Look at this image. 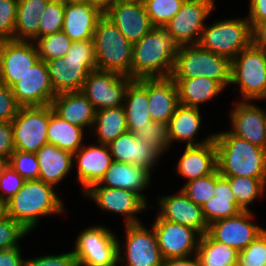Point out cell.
I'll return each mask as SVG.
<instances>
[{
	"mask_svg": "<svg viewBox=\"0 0 266 266\" xmlns=\"http://www.w3.org/2000/svg\"><path fill=\"white\" fill-rule=\"evenodd\" d=\"M181 190L196 205L202 207L215 194V171L207 176L186 182Z\"/></svg>",
	"mask_w": 266,
	"mask_h": 266,
	"instance_id": "obj_42",
	"label": "cell"
},
{
	"mask_svg": "<svg viewBox=\"0 0 266 266\" xmlns=\"http://www.w3.org/2000/svg\"><path fill=\"white\" fill-rule=\"evenodd\" d=\"M15 152L11 122H0V156L10 159Z\"/></svg>",
	"mask_w": 266,
	"mask_h": 266,
	"instance_id": "obj_52",
	"label": "cell"
},
{
	"mask_svg": "<svg viewBox=\"0 0 266 266\" xmlns=\"http://www.w3.org/2000/svg\"><path fill=\"white\" fill-rule=\"evenodd\" d=\"M48 0H18L13 40L33 41L39 38V16Z\"/></svg>",
	"mask_w": 266,
	"mask_h": 266,
	"instance_id": "obj_34",
	"label": "cell"
},
{
	"mask_svg": "<svg viewBox=\"0 0 266 266\" xmlns=\"http://www.w3.org/2000/svg\"><path fill=\"white\" fill-rule=\"evenodd\" d=\"M253 212L241 211L239 214L226 219L212 222L208 233L221 243L242 251L265 228L252 223Z\"/></svg>",
	"mask_w": 266,
	"mask_h": 266,
	"instance_id": "obj_18",
	"label": "cell"
},
{
	"mask_svg": "<svg viewBox=\"0 0 266 266\" xmlns=\"http://www.w3.org/2000/svg\"><path fill=\"white\" fill-rule=\"evenodd\" d=\"M21 247L0 250V266H24Z\"/></svg>",
	"mask_w": 266,
	"mask_h": 266,
	"instance_id": "obj_53",
	"label": "cell"
},
{
	"mask_svg": "<svg viewBox=\"0 0 266 266\" xmlns=\"http://www.w3.org/2000/svg\"><path fill=\"white\" fill-rule=\"evenodd\" d=\"M153 227L164 259L195 255L201 234L188 226L163 220L156 216ZM197 234V235H196Z\"/></svg>",
	"mask_w": 266,
	"mask_h": 266,
	"instance_id": "obj_14",
	"label": "cell"
},
{
	"mask_svg": "<svg viewBox=\"0 0 266 266\" xmlns=\"http://www.w3.org/2000/svg\"><path fill=\"white\" fill-rule=\"evenodd\" d=\"M50 105L20 107L11 121L15 151L36 153L47 142Z\"/></svg>",
	"mask_w": 266,
	"mask_h": 266,
	"instance_id": "obj_9",
	"label": "cell"
},
{
	"mask_svg": "<svg viewBox=\"0 0 266 266\" xmlns=\"http://www.w3.org/2000/svg\"><path fill=\"white\" fill-rule=\"evenodd\" d=\"M85 2L98 6L101 10L105 11L112 0H85Z\"/></svg>",
	"mask_w": 266,
	"mask_h": 266,
	"instance_id": "obj_57",
	"label": "cell"
},
{
	"mask_svg": "<svg viewBox=\"0 0 266 266\" xmlns=\"http://www.w3.org/2000/svg\"><path fill=\"white\" fill-rule=\"evenodd\" d=\"M178 46L162 27H154L133 44L131 78L171 76Z\"/></svg>",
	"mask_w": 266,
	"mask_h": 266,
	"instance_id": "obj_3",
	"label": "cell"
},
{
	"mask_svg": "<svg viewBox=\"0 0 266 266\" xmlns=\"http://www.w3.org/2000/svg\"><path fill=\"white\" fill-rule=\"evenodd\" d=\"M24 266H78L73 251L59 255H45L25 259Z\"/></svg>",
	"mask_w": 266,
	"mask_h": 266,
	"instance_id": "obj_50",
	"label": "cell"
},
{
	"mask_svg": "<svg viewBox=\"0 0 266 266\" xmlns=\"http://www.w3.org/2000/svg\"><path fill=\"white\" fill-rule=\"evenodd\" d=\"M85 2V0H66V3Z\"/></svg>",
	"mask_w": 266,
	"mask_h": 266,
	"instance_id": "obj_61",
	"label": "cell"
},
{
	"mask_svg": "<svg viewBox=\"0 0 266 266\" xmlns=\"http://www.w3.org/2000/svg\"><path fill=\"white\" fill-rule=\"evenodd\" d=\"M108 147L113 161L140 166L150 173L160 157L152 147L143 144L128 130L110 142Z\"/></svg>",
	"mask_w": 266,
	"mask_h": 266,
	"instance_id": "obj_24",
	"label": "cell"
},
{
	"mask_svg": "<svg viewBox=\"0 0 266 266\" xmlns=\"http://www.w3.org/2000/svg\"><path fill=\"white\" fill-rule=\"evenodd\" d=\"M64 4L48 2L39 16V38L62 31Z\"/></svg>",
	"mask_w": 266,
	"mask_h": 266,
	"instance_id": "obj_43",
	"label": "cell"
},
{
	"mask_svg": "<svg viewBox=\"0 0 266 266\" xmlns=\"http://www.w3.org/2000/svg\"><path fill=\"white\" fill-rule=\"evenodd\" d=\"M72 42L63 31H60L38 38L35 44L40 59L46 62L66 56Z\"/></svg>",
	"mask_w": 266,
	"mask_h": 266,
	"instance_id": "obj_40",
	"label": "cell"
},
{
	"mask_svg": "<svg viewBox=\"0 0 266 266\" xmlns=\"http://www.w3.org/2000/svg\"><path fill=\"white\" fill-rule=\"evenodd\" d=\"M63 58L65 62L82 63L90 72L97 69L93 39L73 41Z\"/></svg>",
	"mask_w": 266,
	"mask_h": 266,
	"instance_id": "obj_44",
	"label": "cell"
},
{
	"mask_svg": "<svg viewBox=\"0 0 266 266\" xmlns=\"http://www.w3.org/2000/svg\"><path fill=\"white\" fill-rule=\"evenodd\" d=\"M229 131L251 144L266 149V121L263 108L250 101H239L230 111Z\"/></svg>",
	"mask_w": 266,
	"mask_h": 266,
	"instance_id": "obj_19",
	"label": "cell"
},
{
	"mask_svg": "<svg viewBox=\"0 0 266 266\" xmlns=\"http://www.w3.org/2000/svg\"><path fill=\"white\" fill-rule=\"evenodd\" d=\"M6 216V203L0 200V220Z\"/></svg>",
	"mask_w": 266,
	"mask_h": 266,
	"instance_id": "obj_59",
	"label": "cell"
},
{
	"mask_svg": "<svg viewBox=\"0 0 266 266\" xmlns=\"http://www.w3.org/2000/svg\"><path fill=\"white\" fill-rule=\"evenodd\" d=\"M56 192L52 185L39 179L27 180L6 202V215L12 217L30 233L38 226L41 217L67 212Z\"/></svg>",
	"mask_w": 266,
	"mask_h": 266,
	"instance_id": "obj_2",
	"label": "cell"
},
{
	"mask_svg": "<svg viewBox=\"0 0 266 266\" xmlns=\"http://www.w3.org/2000/svg\"><path fill=\"white\" fill-rule=\"evenodd\" d=\"M132 80L129 76L96 69L88 74L80 92L87 97L96 111L123 106L127 87Z\"/></svg>",
	"mask_w": 266,
	"mask_h": 266,
	"instance_id": "obj_12",
	"label": "cell"
},
{
	"mask_svg": "<svg viewBox=\"0 0 266 266\" xmlns=\"http://www.w3.org/2000/svg\"><path fill=\"white\" fill-rule=\"evenodd\" d=\"M103 14L98 6L87 2L66 3L62 31L72 41L93 39L97 21Z\"/></svg>",
	"mask_w": 266,
	"mask_h": 266,
	"instance_id": "obj_23",
	"label": "cell"
},
{
	"mask_svg": "<svg viewBox=\"0 0 266 266\" xmlns=\"http://www.w3.org/2000/svg\"><path fill=\"white\" fill-rule=\"evenodd\" d=\"M252 44L251 24L246 18L218 20L204 26L198 45L232 61Z\"/></svg>",
	"mask_w": 266,
	"mask_h": 266,
	"instance_id": "obj_6",
	"label": "cell"
},
{
	"mask_svg": "<svg viewBox=\"0 0 266 266\" xmlns=\"http://www.w3.org/2000/svg\"><path fill=\"white\" fill-rule=\"evenodd\" d=\"M135 138L143 144L152 147L160 156L171 147L168 124L164 122H150L140 130L133 132Z\"/></svg>",
	"mask_w": 266,
	"mask_h": 266,
	"instance_id": "obj_39",
	"label": "cell"
},
{
	"mask_svg": "<svg viewBox=\"0 0 266 266\" xmlns=\"http://www.w3.org/2000/svg\"><path fill=\"white\" fill-rule=\"evenodd\" d=\"M9 166V159L0 156V177Z\"/></svg>",
	"mask_w": 266,
	"mask_h": 266,
	"instance_id": "obj_58",
	"label": "cell"
},
{
	"mask_svg": "<svg viewBox=\"0 0 266 266\" xmlns=\"http://www.w3.org/2000/svg\"><path fill=\"white\" fill-rule=\"evenodd\" d=\"M137 80L147 89L152 121L168 124L179 105L174 80L171 77Z\"/></svg>",
	"mask_w": 266,
	"mask_h": 266,
	"instance_id": "obj_22",
	"label": "cell"
},
{
	"mask_svg": "<svg viewBox=\"0 0 266 266\" xmlns=\"http://www.w3.org/2000/svg\"><path fill=\"white\" fill-rule=\"evenodd\" d=\"M215 0H185L179 12L163 27L179 47L198 44L204 22L213 12Z\"/></svg>",
	"mask_w": 266,
	"mask_h": 266,
	"instance_id": "obj_10",
	"label": "cell"
},
{
	"mask_svg": "<svg viewBox=\"0 0 266 266\" xmlns=\"http://www.w3.org/2000/svg\"><path fill=\"white\" fill-rule=\"evenodd\" d=\"M177 172L186 182L212 174L217 169V150L214 139L198 146H185L176 164Z\"/></svg>",
	"mask_w": 266,
	"mask_h": 266,
	"instance_id": "obj_26",
	"label": "cell"
},
{
	"mask_svg": "<svg viewBox=\"0 0 266 266\" xmlns=\"http://www.w3.org/2000/svg\"><path fill=\"white\" fill-rule=\"evenodd\" d=\"M39 163L38 179L55 187L68 176L73 168V154L55 145H43L36 152Z\"/></svg>",
	"mask_w": 266,
	"mask_h": 266,
	"instance_id": "obj_29",
	"label": "cell"
},
{
	"mask_svg": "<svg viewBox=\"0 0 266 266\" xmlns=\"http://www.w3.org/2000/svg\"><path fill=\"white\" fill-rule=\"evenodd\" d=\"M176 84L179 104L199 108L225 89L218 81L208 78H172Z\"/></svg>",
	"mask_w": 266,
	"mask_h": 266,
	"instance_id": "obj_32",
	"label": "cell"
},
{
	"mask_svg": "<svg viewBox=\"0 0 266 266\" xmlns=\"http://www.w3.org/2000/svg\"><path fill=\"white\" fill-rule=\"evenodd\" d=\"M56 94L81 91L90 71L82 63L65 62L64 58L46 61Z\"/></svg>",
	"mask_w": 266,
	"mask_h": 266,
	"instance_id": "obj_31",
	"label": "cell"
},
{
	"mask_svg": "<svg viewBox=\"0 0 266 266\" xmlns=\"http://www.w3.org/2000/svg\"><path fill=\"white\" fill-rule=\"evenodd\" d=\"M151 173L140 166L124 162L112 161L99 185L137 193L146 203L148 202L142 191L150 184Z\"/></svg>",
	"mask_w": 266,
	"mask_h": 266,
	"instance_id": "obj_25",
	"label": "cell"
},
{
	"mask_svg": "<svg viewBox=\"0 0 266 266\" xmlns=\"http://www.w3.org/2000/svg\"><path fill=\"white\" fill-rule=\"evenodd\" d=\"M204 218L208 225L212 222L236 216L242 210L231 190L229 181L215 170V194L202 205Z\"/></svg>",
	"mask_w": 266,
	"mask_h": 266,
	"instance_id": "obj_30",
	"label": "cell"
},
{
	"mask_svg": "<svg viewBox=\"0 0 266 266\" xmlns=\"http://www.w3.org/2000/svg\"><path fill=\"white\" fill-rule=\"evenodd\" d=\"M123 109L128 131L132 133L152 122L147 89L137 79H133L127 87Z\"/></svg>",
	"mask_w": 266,
	"mask_h": 266,
	"instance_id": "obj_33",
	"label": "cell"
},
{
	"mask_svg": "<svg viewBox=\"0 0 266 266\" xmlns=\"http://www.w3.org/2000/svg\"><path fill=\"white\" fill-rule=\"evenodd\" d=\"M118 238L110 229L91 226L80 232L73 253L78 266H120Z\"/></svg>",
	"mask_w": 266,
	"mask_h": 266,
	"instance_id": "obj_8",
	"label": "cell"
},
{
	"mask_svg": "<svg viewBox=\"0 0 266 266\" xmlns=\"http://www.w3.org/2000/svg\"><path fill=\"white\" fill-rule=\"evenodd\" d=\"M130 1H141V2H143L144 0H130Z\"/></svg>",
	"mask_w": 266,
	"mask_h": 266,
	"instance_id": "obj_64",
	"label": "cell"
},
{
	"mask_svg": "<svg viewBox=\"0 0 266 266\" xmlns=\"http://www.w3.org/2000/svg\"><path fill=\"white\" fill-rule=\"evenodd\" d=\"M51 107L58 116L70 124L92 129L96 109L80 91L57 94L52 100Z\"/></svg>",
	"mask_w": 266,
	"mask_h": 266,
	"instance_id": "obj_27",
	"label": "cell"
},
{
	"mask_svg": "<svg viewBox=\"0 0 266 266\" xmlns=\"http://www.w3.org/2000/svg\"><path fill=\"white\" fill-rule=\"evenodd\" d=\"M84 145L73 153L77 164V180L85 192L91 185L98 183L113 161L106 144Z\"/></svg>",
	"mask_w": 266,
	"mask_h": 266,
	"instance_id": "obj_21",
	"label": "cell"
},
{
	"mask_svg": "<svg viewBox=\"0 0 266 266\" xmlns=\"http://www.w3.org/2000/svg\"><path fill=\"white\" fill-rule=\"evenodd\" d=\"M11 89L20 107L51 105L57 95L52 87L46 62L41 59Z\"/></svg>",
	"mask_w": 266,
	"mask_h": 266,
	"instance_id": "obj_16",
	"label": "cell"
},
{
	"mask_svg": "<svg viewBox=\"0 0 266 266\" xmlns=\"http://www.w3.org/2000/svg\"><path fill=\"white\" fill-rule=\"evenodd\" d=\"M228 266H241L239 261H236L235 263L229 264Z\"/></svg>",
	"mask_w": 266,
	"mask_h": 266,
	"instance_id": "obj_62",
	"label": "cell"
},
{
	"mask_svg": "<svg viewBox=\"0 0 266 266\" xmlns=\"http://www.w3.org/2000/svg\"><path fill=\"white\" fill-rule=\"evenodd\" d=\"M25 181L26 180L9 165L0 177V200L6 203L22 188Z\"/></svg>",
	"mask_w": 266,
	"mask_h": 266,
	"instance_id": "obj_49",
	"label": "cell"
},
{
	"mask_svg": "<svg viewBox=\"0 0 266 266\" xmlns=\"http://www.w3.org/2000/svg\"><path fill=\"white\" fill-rule=\"evenodd\" d=\"M200 108L179 104L168 123L169 138L173 142H186V146H198L214 139V133L201 141H197L196 134L201 127L202 116Z\"/></svg>",
	"mask_w": 266,
	"mask_h": 266,
	"instance_id": "obj_28",
	"label": "cell"
},
{
	"mask_svg": "<svg viewBox=\"0 0 266 266\" xmlns=\"http://www.w3.org/2000/svg\"><path fill=\"white\" fill-rule=\"evenodd\" d=\"M49 2H57V3H62L66 4V0H48Z\"/></svg>",
	"mask_w": 266,
	"mask_h": 266,
	"instance_id": "obj_60",
	"label": "cell"
},
{
	"mask_svg": "<svg viewBox=\"0 0 266 266\" xmlns=\"http://www.w3.org/2000/svg\"><path fill=\"white\" fill-rule=\"evenodd\" d=\"M9 165L26 181L37 180L39 177L36 153L15 151L9 159Z\"/></svg>",
	"mask_w": 266,
	"mask_h": 266,
	"instance_id": "obj_46",
	"label": "cell"
},
{
	"mask_svg": "<svg viewBox=\"0 0 266 266\" xmlns=\"http://www.w3.org/2000/svg\"><path fill=\"white\" fill-rule=\"evenodd\" d=\"M185 0H144L146 12L154 27H164L181 9Z\"/></svg>",
	"mask_w": 266,
	"mask_h": 266,
	"instance_id": "obj_41",
	"label": "cell"
},
{
	"mask_svg": "<svg viewBox=\"0 0 266 266\" xmlns=\"http://www.w3.org/2000/svg\"><path fill=\"white\" fill-rule=\"evenodd\" d=\"M230 84L239 85L241 101L266 99V57L261 48L251 44L231 61Z\"/></svg>",
	"mask_w": 266,
	"mask_h": 266,
	"instance_id": "obj_7",
	"label": "cell"
},
{
	"mask_svg": "<svg viewBox=\"0 0 266 266\" xmlns=\"http://www.w3.org/2000/svg\"><path fill=\"white\" fill-rule=\"evenodd\" d=\"M84 131L83 128L70 124L58 116L50 105V121L47 129L48 144L73 154L84 145Z\"/></svg>",
	"mask_w": 266,
	"mask_h": 266,
	"instance_id": "obj_35",
	"label": "cell"
},
{
	"mask_svg": "<svg viewBox=\"0 0 266 266\" xmlns=\"http://www.w3.org/2000/svg\"><path fill=\"white\" fill-rule=\"evenodd\" d=\"M29 232L12 217L4 216L0 220V250L19 247V240Z\"/></svg>",
	"mask_w": 266,
	"mask_h": 266,
	"instance_id": "obj_47",
	"label": "cell"
},
{
	"mask_svg": "<svg viewBox=\"0 0 266 266\" xmlns=\"http://www.w3.org/2000/svg\"><path fill=\"white\" fill-rule=\"evenodd\" d=\"M125 253L118 242V262L123 266H162L164 258L158 246L153 227L147 229L143 223L125 225ZM122 266V265H121Z\"/></svg>",
	"mask_w": 266,
	"mask_h": 266,
	"instance_id": "obj_11",
	"label": "cell"
},
{
	"mask_svg": "<svg viewBox=\"0 0 266 266\" xmlns=\"http://www.w3.org/2000/svg\"><path fill=\"white\" fill-rule=\"evenodd\" d=\"M249 22H259L266 19V0H249Z\"/></svg>",
	"mask_w": 266,
	"mask_h": 266,
	"instance_id": "obj_54",
	"label": "cell"
},
{
	"mask_svg": "<svg viewBox=\"0 0 266 266\" xmlns=\"http://www.w3.org/2000/svg\"><path fill=\"white\" fill-rule=\"evenodd\" d=\"M128 130L123 106L96 111L91 132H95L99 144L108 145Z\"/></svg>",
	"mask_w": 266,
	"mask_h": 266,
	"instance_id": "obj_36",
	"label": "cell"
},
{
	"mask_svg": "<svg viewBox=\"0 0 266 266\" xmlns=\"http://www.w3.org/2000/svg\"><path fill=\"white\" fill-rule=\"evenodd\" d=\"M39 59L33 41H0V83L11 88Z\"/></svg>",
	"mask_w": 266,
	"mask_h": 266,
	"instance_id": "obj_15",
	"label": "cell"
},
{
	"mask_svg": "<svg viewBox=\"0 0 266 266\" xmlns=\"http://www.w3.org/2000/svg\"><path fill=\"white\" fill-rule=\"evenodd\" d=\"M200 266H228L239 258V251L216 241L208 232L201 235L196 252Z\"/></svg>",
	"mask_w": 266,
	"mask_h": 266,
	"instance_id": "obj_37",
	"label": "cell"
},
{
	"mask_svg": "<svg viewBox=\"0 0 266 266\" xmlns=\"http://www.w3.org/2000/svg\"><path fill=\"white\" fill-rule=\"evenodd\" d=\"M252 45L261 48L266 43V19L250 22Z\"/></svg>",
	"mask_w": 266,
	"mask_h": 266,
	"instance_id": "obj_55",
	"label": "cell"
},
{
	"mask_svg": "<svg viewBox=\"0 0 266 266\" xmlns=\"http://www.w3.org/2000/svg\"><path fill=\"white\" fill-rule=\"evenodd\" d=\"M192 257L193 259L191 256L164 259L162 266H200L198 256L195 254Z\"/></svg>",
	"mask_w": 266,
	"mask_h": 266,
	"instance_id": "obj_56",
	"label": "cell"
},
{
	"mask_svg": "<svg viewBox=\"0 0 266 266\" xmlns=\"http://www.w3.org/2000/svg\"><path fill=\"white\" fill-rule=\"evenodd\" d=\"M104 14L132 44L154 28L141 1L112 0Z\"/></svg>",
	"mask_w": 266,
	"mask_h": 266,
	"instance_id": "obj_17",
	"label": "cell"
},
{
	"mask_svg": "<svg viewBox=\"0 0 266 266\" xmlns=\"http://www.w3.org/2000/svg\"><path fill=\"white\" fill-rule=\"evenodd\" d=\"M238 261L241 266H266V229L239 251Z\"/></svg>",
	"mask_w": 266,
	"mask_h": 266,
	"instance_id": "obj_45",
	"label": "cell"
},
{
	"mask_svg": "<svg viewBox=\"0 0 266 266\" xmlns=\"http://www.w3.org/2000/svg\"><path fill=\"white\" fill-rule=\"evenodd\" d=\"M261 49L264 51L266 57V43L261 47Z\"/></svg>",
	"mask_w": 266,
	"mask_h": 266,
	"instance_id": "obj_63",
	"label": "cell"
},
{
	"mask_svg": "<svg viewBox=\"0 0 266 266\" xmlns=\"http://www.w3.org/2000/svg\"><path fill=\"white\" fill-rule=\"evenodd\" d=\"M158 215L166 221H172L197 230L201 235L208 232L201 206L196 205L182 190L175 195L162 196L158 200Z\"/></svg>",
	"mask_w": 266,
	"mask_h": 266,
	"instance_id": "obj_20",
	"label": "cell"
},
{
	"mask_svg": "<svg viewBox=\"0 0 266 266\" xmlns=\"http://www.w3.org/2000/svg\"><path fill=\"white\" fill-rule=\"evenodd\" d=\"M217 170L223 177L266 178V149L230 131L214 133Z\"/></svg>",
	"mask_w": 266,
	"mask_h": 266,
	"instance_id": "obj_1",
	"label": "cell"
},
{
	"mask_svg": "<svg viewBox=\"0 0 266 266\" xmlns=\"http://www.w3.org/2000/svg\"><path fill=\"white\" fill-rule=\"evenodd\" d=\"M231 186V190L237 199L242 211H251L248 208L259 196L266 192V178L250 177H225Z\"/></svg>",
	"mask_w": 266,
	"mask_h": 266,
	"instance_id": "obj_38",
	"label": "cell"
},
{
	"mask_svg": "<svg viewBox=\"0 0 266 266\" xmlns=\"http://www.w3.org/2000/svg\"><path fill=\"white\" fill-rule=\"evenodd\" d=\"M231 61L196 45L179 46L171 78H208L224 88L230 84Z\"/></svg>",
	"mask_w": 266,
	"mask_h": 266,
	"instance_id": "obj_5",
	"label": "cell"
},
{
	"mask_svg": "<svg viewBox=\"0 0 266 266\" xmlns=\"http://www.w3.org/2000/svg\"><path fill=\"white\" fill-rule=\"evenodd\" d=\"M18 0H0V41L13 40Z\"/></svg>",
	"mask_w": 266,
	"mask_h": 266,
	"instance_id": "obj_48",
	"label": "cell"
},
{
	"mask_svg": "<svg viewBox=\"0 0 266 266\" xmlns=\"http://www.w3.org/2000/svg\"><path fill=\"white\" fill-rule=\"evenodd\" d=\"M19 108L12 89L0 83V122H11Z\"/></svg>",
	"mask_w": 266,
	"mask_h": 266,
	"instance_id": "obj_51",
	"label": "cell"
},
{
	"mask_svg": "<svg viewBox=\"0 0 266 266\" xmlns=\"http://www.w3.org/2000/svg\"><path fill=\"white\" fill-rule=\"evenodd\" d=\"M84 197H89L97 206L106 212L121 214L125 225L141 223L136 214L144 211L147 203L135 192L118 188L101 186L98 183L91 185Z\"/></svg>",
	"mask_w": 266,
	"mask_h": 266,
	"instance_id": "obj_13",
	"label": "cell"
},
{
	"mask_svg": "<svg viewBox=\"0 0 266 266\" xmlns=\"http://www.w3.org/2000/svg\"><path fill=\"white\" fill-rule=\"evenodd\" d=\"M93 42L97 69L131 77L133 44L105 14L97 21Z\"/></svg>",
	"mask_w": 266,
	"mask_h": 266,
	"instance_id": "obj_4",
	"label": "cell"
}]
</instances>
